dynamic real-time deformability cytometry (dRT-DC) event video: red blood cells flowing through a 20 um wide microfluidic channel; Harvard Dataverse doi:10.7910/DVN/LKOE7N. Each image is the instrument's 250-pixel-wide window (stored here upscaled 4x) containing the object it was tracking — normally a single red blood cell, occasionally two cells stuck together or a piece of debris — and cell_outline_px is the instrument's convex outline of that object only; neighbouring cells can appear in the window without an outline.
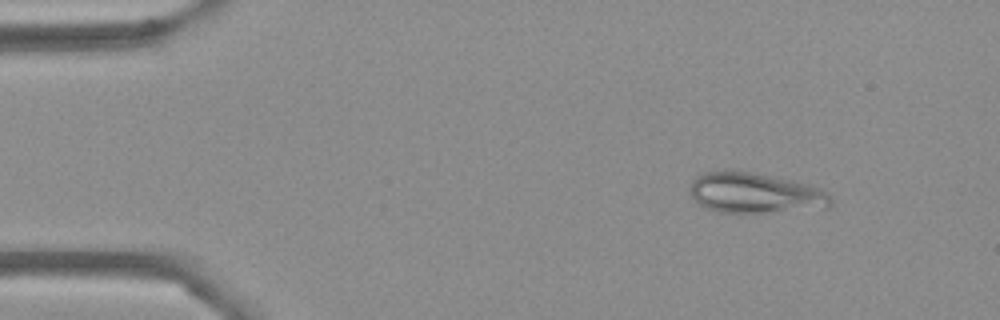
{"species": "Egyptian fruit bat (a non-hibernating species)", "species_latin": "Rousettus aegyptiacus", "temperature_condition": "cold", "stored_images_in_passage": 53, "camera_frame_rate_fps": 3000, "um_per_image_px": 0.085, "frame": {"image": 1, "passage_image": 5, "time_ms": 1.333, "image_size_px": [1000, 320], "cell_outline_px": [[832, 204], [828, 208], [768, 212], [716, 212], [700, 204], [692, 196], [688, 188], [692, 180], [696, 176], [704, 172], [724, 168], [748, 172], [792, 180], [808, 184], [820, 188], [828, 192], [832, 200]], "centroid_in_image_um": [64.16, 16.39], "position_along_channel_um": 20.8, "area_um2": 33.47}}
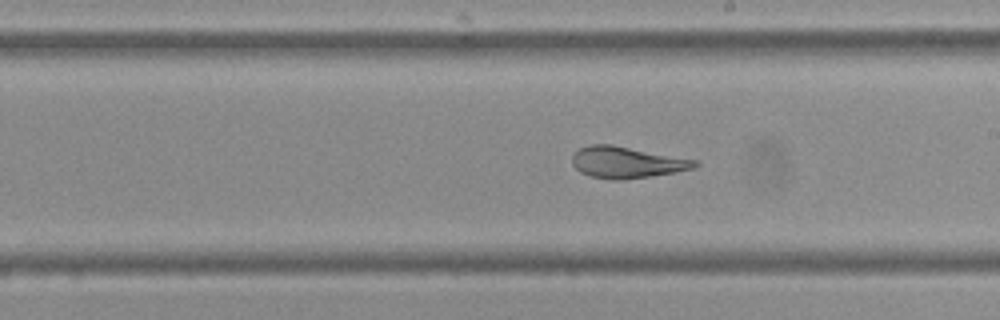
{"frame": {"image": 2, "passage_image": 29, "time_ms": 9.333, "image_size_px": [1000, 320], "cell_outline_px": [[700, 164], [692, 168], [676, 172], [652, 176], [620, 180], [612, 180], [592, 176], [580, 172], [572, 164], [572, 156], [580, 148], [592, 144], [612, 144], [696, 160]], "centroid_in_image_um": [53.26, 13.8], "position_along_channel_um": 235.7, "area_um2": 22.31}}
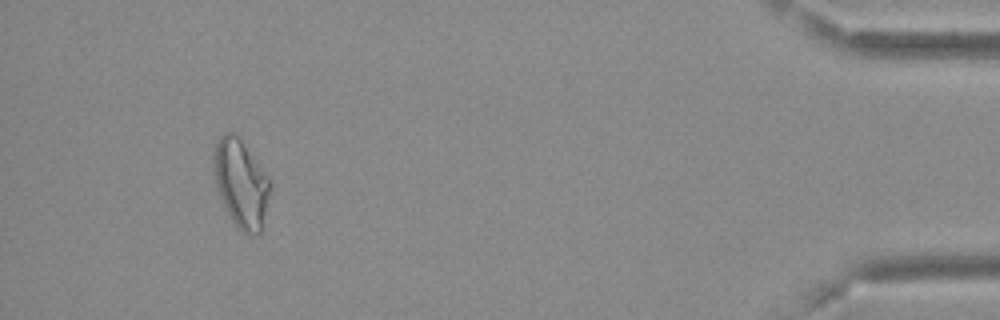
{"frame": {"image": 3, "passage_image": 49, "time_ms": 16.0, "image_size_px": [1000, 320], "cell_outline_px": [[268, 192], [260, 232], [256, 236], [244, 232], [236, 224], [228, 212], [220, 196], [216, 184], [216, 144], [220, 136], [224, 132], [232, 132], [240, 140], [268, 176]], "centroid_in_image_um": [20.48, 15.59], "position_along_channel_um": 414.7, "area_um2": 26.99}, "authors_computed_cell_mechanics": {"area_um2": 25.9522, "velocity_mm_per_s": 3.6819, "shape_relaxation_time_tau1_ms": 6.8865, "shape_relaxation_time_tau2_ms": 0.881, "deformation_change_tau1": 0.1783, "deformation_change_tau2": 0.0688}}